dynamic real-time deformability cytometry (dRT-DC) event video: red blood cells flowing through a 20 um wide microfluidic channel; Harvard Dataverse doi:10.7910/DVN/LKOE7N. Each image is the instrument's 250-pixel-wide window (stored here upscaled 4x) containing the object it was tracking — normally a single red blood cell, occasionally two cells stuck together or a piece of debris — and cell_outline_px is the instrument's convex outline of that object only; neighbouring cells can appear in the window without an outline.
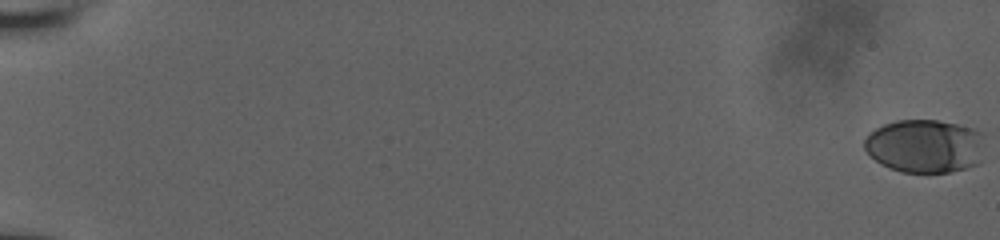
{"species": "human", "species_latin": "Homo sapiens", "temperature_condition": "room temperature", "stored_images_in_passage": 31, "camera_frame_rate_fps": 3000, "um_per_image_px": 0.085, "donor": {"sex": "male"}, "frame": {"image": 1, "passage_image": 1, "time_ms": 0.0, "image_size_px": [1000, 240], "cell_outline_px": [[984, 136], [980, 160], [976, 164], [964, 168], [948, 172], [900, 172], [880, 164], [864, 148], [864, 140], [876, 128], [884, 124], [896, 120], [936, 120], [976, 128], [984, 132]], "centroid_in_image_um": [78.64, 12.4], "position_along_channel_um": 6.4, "area_um2": 37.45}}
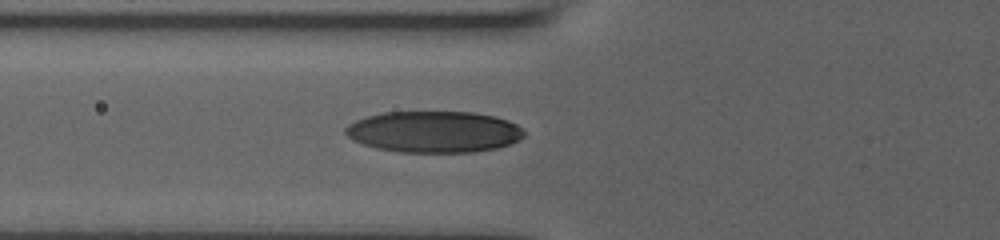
{"frame": {"image": 2, "passage_image": 21, "time_ms": 8.333, "image_size_px": [1000, 240], "cell_outline_px": [[524, 136], [520, 140], [496, 148], [476, 152], [400, 152], [376, 148], [352, 140], [344, 132], [344, 128], [348, 124], [356, 120], [368, 116], [384, 112], [472, 112], [496, 116], [508, 120], [516, 124], [524, 132]], "centroid_in_image_um": [36.88, 11.2], "position_along_channel_um": 88.9, "area_um2": 43.18}}
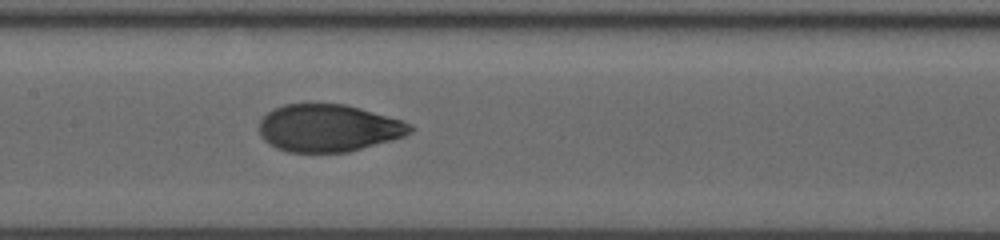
{"frame": {"image": 3, "passage_image": 31, "time_ms": 10.667, "image_size_px": [1000, 240], "cell_outline_px": [[416, 128], [412, 132], [404, 136], [348, 152], [288, 152], [276, 148], [268, 144], [260, 136], [260, 120], [272, 108], [284, 104], [344, 104], [360, 108], [400, 120], [412, 124]], "centroid_in_image_um": [27.9, 10.88], "position_along_channel_um": 179.5, "area_um2": 41.62}}